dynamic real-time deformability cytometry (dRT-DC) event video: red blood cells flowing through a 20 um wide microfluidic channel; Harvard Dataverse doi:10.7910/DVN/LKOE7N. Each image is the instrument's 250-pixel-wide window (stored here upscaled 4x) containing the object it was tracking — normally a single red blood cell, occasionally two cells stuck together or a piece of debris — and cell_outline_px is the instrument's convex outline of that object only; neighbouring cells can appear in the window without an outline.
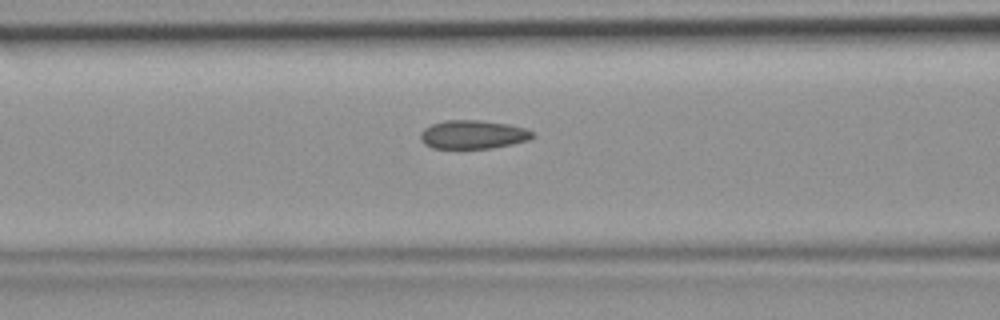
{"species": "common noctule bat (a hibernating species)", "species_latin": "Nyctalus noctula", "temperature_condition": "room temperature", "stored_images_in_passage": 41, "camera_frame_rate_fps": 3000, "um_per_image_px": 0.085, "animal": {"sex": "female", "body_mass_g": 19.9}, "frame": {"image": 1, "passage_image": 19, "time_ms": 6.0, "image_size_px": [1000, 320], "cell_outline_px": [[536, 136], [528, 140], [512, 144], [492, 148], [432, 148], [424, 144], [420, 140], [420, 132], [424, 128], [432, 124], [444, 120], [480, 120], [508, 124], [524, 128], [532, 132]], "centroid_in_image_um": [40.18, 11.43], "position_along_channel_um": 126.4, "area_um2": 18.73}}
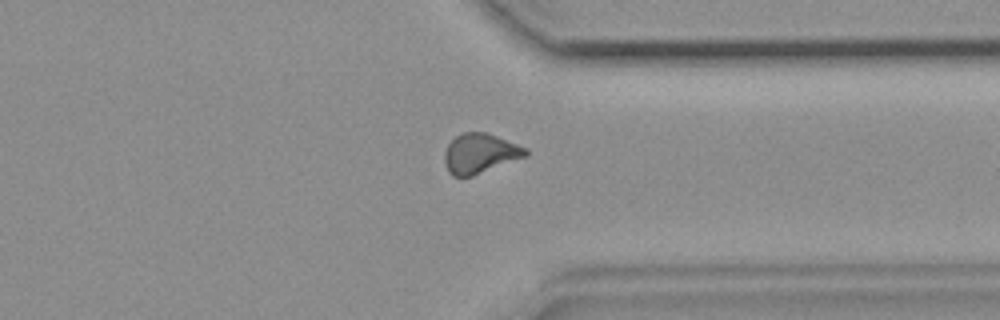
{"frame": {"image": 2, "passage_image": 36, "time_ms": 11.667, "image_size_px": [1000, 320], "cell_outline_px": [[528, 156], [472, 176], [452, 176], [448, 172], [444, 160], [444, 152], [448, 144], [456, 136], [464, 132], [488, 132], [528, 148]], "centroid_in_image_um": [40.82, 13.03], "position_along_channel_um": 370.6, "area_um2": 18.96}}